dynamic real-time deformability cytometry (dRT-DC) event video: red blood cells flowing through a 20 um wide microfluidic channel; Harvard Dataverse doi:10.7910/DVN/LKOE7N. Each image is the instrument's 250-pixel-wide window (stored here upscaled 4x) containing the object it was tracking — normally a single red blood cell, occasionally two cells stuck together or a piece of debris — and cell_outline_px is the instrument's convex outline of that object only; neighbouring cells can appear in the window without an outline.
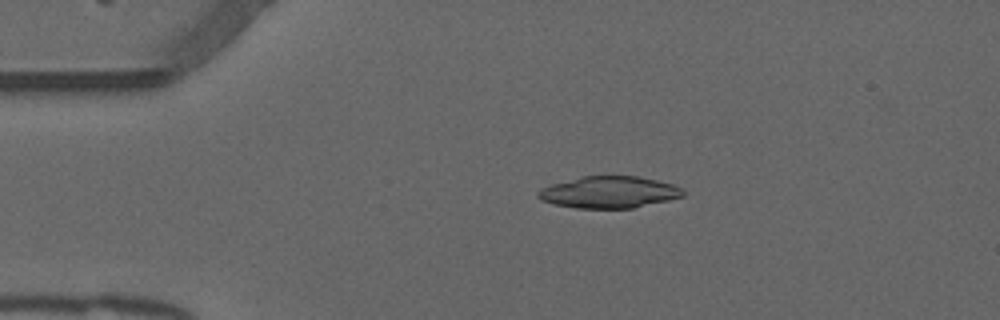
{"species": "common noctule bat (a hibernating species)", "species_latin": "Nyctalus noctula", "temperature_condition": "warm", "stored_images_in_passage": 52, "camera_frame_rate_fps": 3000, "um_per_image_px": 0.085, "animal": {"sex": "male", "forearm_length_mm": 52.5}, "frame": {"image": 1, "passage_image": 10, "time_ms": 3.0, "image_size_px": [1000, 320], "cell_outline_px": [[684, 196], [668, 200], [632, 208], [576, 208], [556, 204], [540, 200], [536, 196], [536, 192], [552, 184], [580, 176], [640, 176], [672, 184], [684, 188]], "centroid_in_image_um": [51.78, 16.33], "position_along_channel_um": 33.2, "area_um2": 26.76}}
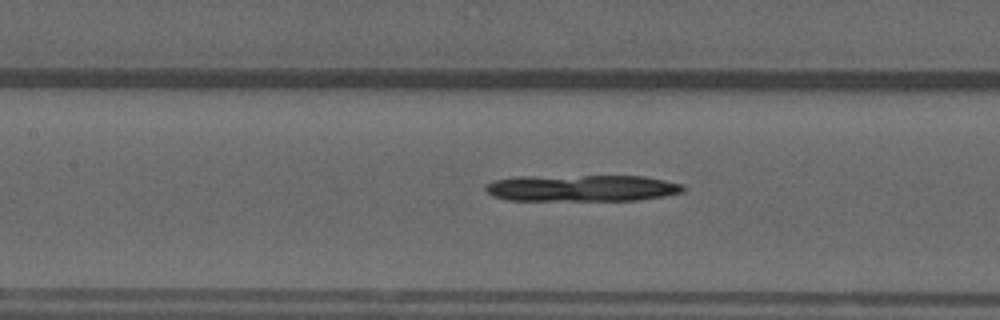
{"frame": {"image": 2, "passage_image": 23, "time_ms": 7.333, "image_size_px": [1000, 320], "cell_outline_px": [[684, 192], [664, 196], [636, 200], [508, 200], [492, 196], [484, 188], [484, 184], [492, 180], [512, 176], [644, 176], [684, 184]], "centroid_in_image_um": [49.41, 15.98], "position_along_channel_um": 158.0, "area_um2": 30.92}}
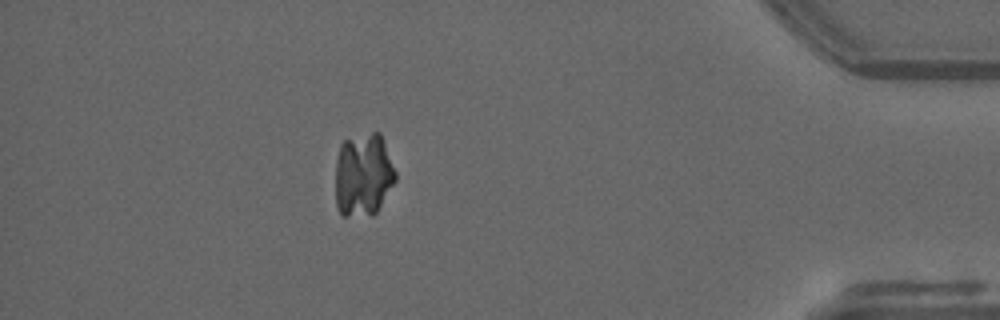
{"frame": {"image": 3, "passage_image": 46, "time_ms": 15.0, "image_size_px": [1000, 320], "cell_outline_px": [[396, 180], [376, 212], [372, 216], [340, 216], [336, 208], [336, 160], [340, 144], [344, 140], [372, 132], [380, 132], [396, 172]], "centroid_in_image_um": [30.86, 14.89], "position_along_channel_um": 404.3, "area_um2": 29.36}}